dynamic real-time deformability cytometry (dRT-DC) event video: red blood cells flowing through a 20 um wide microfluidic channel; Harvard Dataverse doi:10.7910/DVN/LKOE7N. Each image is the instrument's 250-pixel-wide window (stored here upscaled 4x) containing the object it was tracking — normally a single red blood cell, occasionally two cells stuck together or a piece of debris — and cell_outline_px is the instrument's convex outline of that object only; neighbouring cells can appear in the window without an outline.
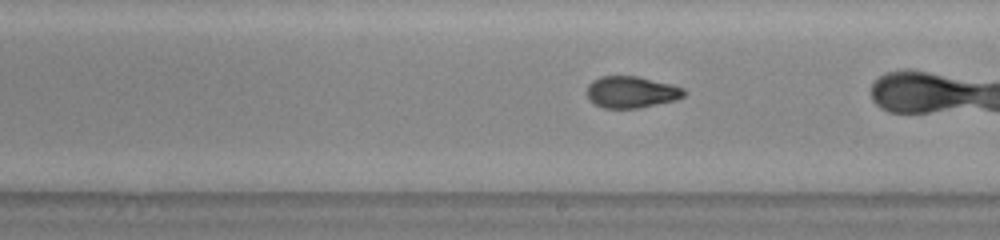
{"species": "common noctule bat (a hibernating species)", "species_latin": "Nyctalus noctula", "temperature_condition": "warm", "stored_images_in_passage": 38, "camera_frame_rate_fps": 3000, "um_per_image_px": 0.085, "animal": {"sex": "male", "body_mass_g": 20.0, "forearm_length_mm": 53.3}, "frame": {"image": 1, "passage_image": 28, "time_ms": 9.0, "image_size_px": [1000, 240], "cell_outline_px": [[684, 96], [676, 100], [640, 108], [604, 108], [592, 104], [588, 100], [588, 84], [592, 80], [600, 76], [636, 76], [672, 84], [684, 88]], "centroid_in_image_um": [53.64, 7.83], "position_along_channel_um": 235.4, "area_um2": 18.03}}
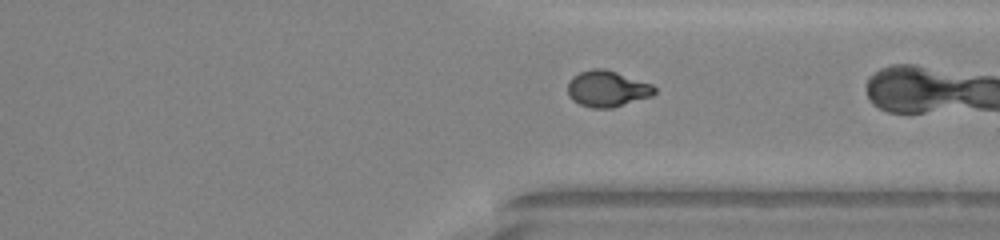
{"frame": {"image": 2, "passage_image": 37, "time_ms": 12.0, "image_size_px": [1000, 240], "cell_outline_px": [[656, 92], [652, 96], [612, 108], [592, 108], [580, 104], [572, 100], [568, 96], [568, 80], [572, 76], [580, 72], [592, 68], [604, 68], [652, 84], [656, 88]], "centroid_in_image_um": [51.59, 7.54], "position_along_channel_um": 359.8, "area_um2": 18.38}}